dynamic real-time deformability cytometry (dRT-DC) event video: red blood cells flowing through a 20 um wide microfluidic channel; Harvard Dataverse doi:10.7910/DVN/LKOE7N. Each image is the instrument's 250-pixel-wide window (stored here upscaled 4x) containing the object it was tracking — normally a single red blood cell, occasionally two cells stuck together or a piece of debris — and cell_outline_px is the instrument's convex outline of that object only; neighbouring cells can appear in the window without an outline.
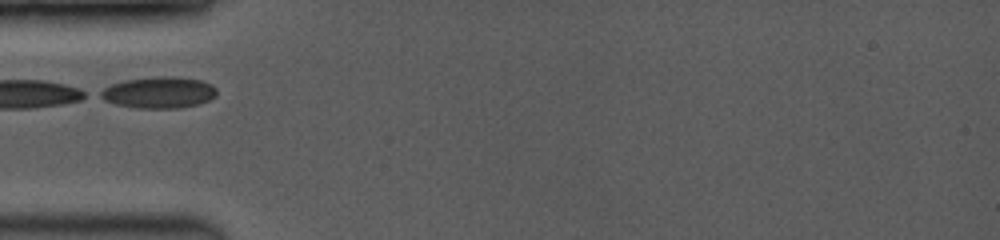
{"species": "common noctule bat (a hibernating species)", "species_latin": "Nyctalus noctula", "temperature_condition": "room temperature", "stored_images_in_passage": 15, "camera_frame_rate_fps": 3500, "um_per_image_px": 0.085, "animal": {"sex": "female", "body_mass_g": 19.0, "forearm_length_mm": 53.3}, "frame": {"image": 1, "passage_image": 1, "time_ms": 0.0, "image_size_px": [1000, 240], "cell_outline_px": [[216, 96], [200, 104], [180, 108], [136, 108], [116, 104], [104, 100], [96, 96], [96, 92], [112, 84], [124, 80], [160, 76], [172, 76], [200, 80], [212, 84], [216, 88]], "centroid_in_image_um": [13.47, 7.87], "position_along_channel_um": 71.5, "area_um2": 21.5}}
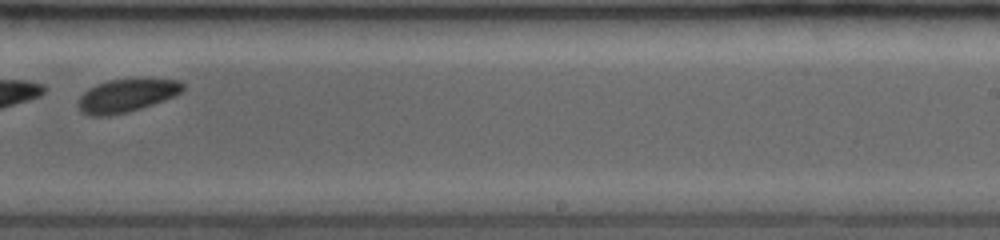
{"frame": {"image": 2, "passage_image": 9, "time_ms": 5.143, "image_size_px": [1000, 240], "cell_outline_px": [[184, 88], [176, 96], [128, 112], [108, 116], [92, 116], [80, 112], [76, 104], [76, 100], [88, 88], [96, 84], [108, 80], [180, 80], [184, 84]], "centroid_in_image_um": [10.69, 8.15], "position_along_channel_um": 278.3, "area_um2": 20.06}}